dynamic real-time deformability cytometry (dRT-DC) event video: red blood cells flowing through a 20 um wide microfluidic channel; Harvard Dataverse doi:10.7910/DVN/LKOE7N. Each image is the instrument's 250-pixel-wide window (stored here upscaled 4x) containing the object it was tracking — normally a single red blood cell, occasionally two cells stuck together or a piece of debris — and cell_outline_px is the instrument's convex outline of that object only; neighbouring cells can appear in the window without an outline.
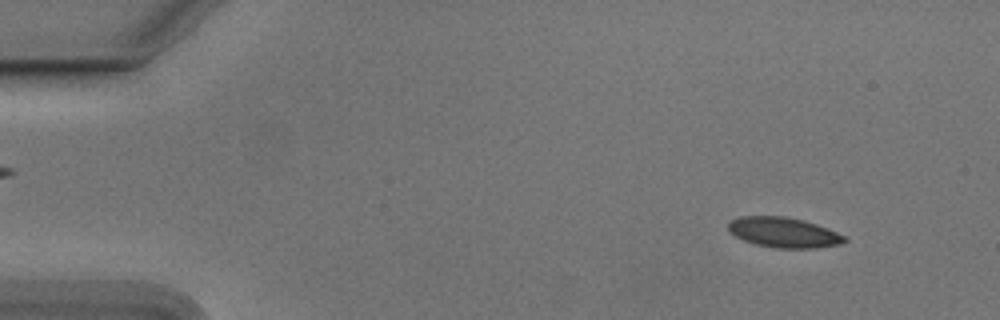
{"species": "Egyptian fruit bat (a non-hibernating species)", "species_latin": "Rousettus aegyptiacus", "temperature_condition": "cold", "stored_images_in_passage": 20, "camera_frame_rate_fps": 3000, "um_per_image_px": 0.085, "animal": {"sex": "male"}, "frame": {"image": 1, "passage_image": 5, "time_ms": 1.333, "image_size_px": [1000, 320], "cell_outline_px": [[848, 240], [840, 244], [816, 248], [772, 248], [756, 244], [744, 240], [728, 232], [728, 224], [732, 220], [740, 216], [784, 216], [804, 220], [828, 228], [844, 236]], "centroid_in_image_um": [66.61, 19.76], "position_along_channel_um": 18.4, "area_um2": 20.46}}
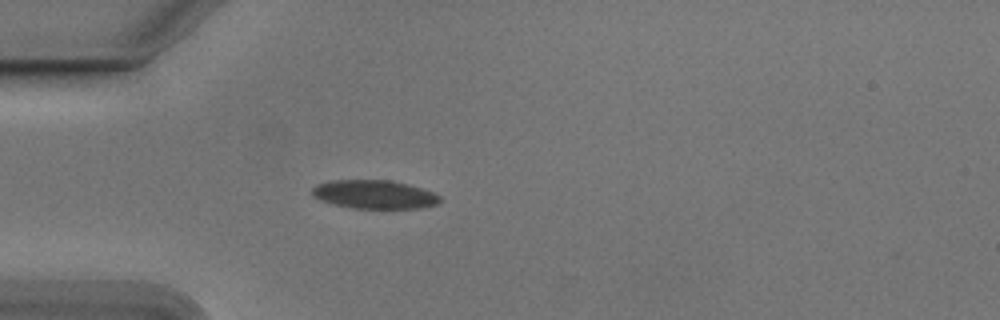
{"frame": {"image": 2, "passage_image": 15, "time_ms": 4.667, "image_size_px": [1000, 320], "cell_outline_px": [[440, 200], [436, 204], [420, 208], [352, 208], [332, 204], [320, 200], [312, 196], [312, 188], [316, 184], [332, 180], [388, 180], [408, 184], [432, 192], [440, 196]], "centroid_in_image_um": [31.77, 16.52], "position_along_channel_um": 53.2, "area_um2": 21.21}}
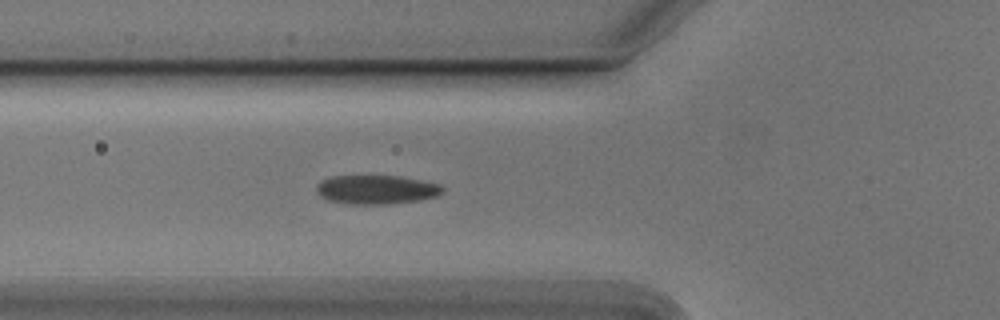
{"frame": {"image": 3, "passage_image": 19, "time_ms": 6.0, "image_size_px": [1000, 320], "cell_outline_px": [[444, 192], [436, 196], [420, 200], [388, 204], [348, 204], [328, 200], [320, 196], [316, 192], [316, 184], [320, 180], [332, 176], [400, 176], [440, 184], [444, 188]], "centroid_in_image_um": [31.97, 16.12], "position_along_channel_um": 93.8, "area_um2": 21.44}}